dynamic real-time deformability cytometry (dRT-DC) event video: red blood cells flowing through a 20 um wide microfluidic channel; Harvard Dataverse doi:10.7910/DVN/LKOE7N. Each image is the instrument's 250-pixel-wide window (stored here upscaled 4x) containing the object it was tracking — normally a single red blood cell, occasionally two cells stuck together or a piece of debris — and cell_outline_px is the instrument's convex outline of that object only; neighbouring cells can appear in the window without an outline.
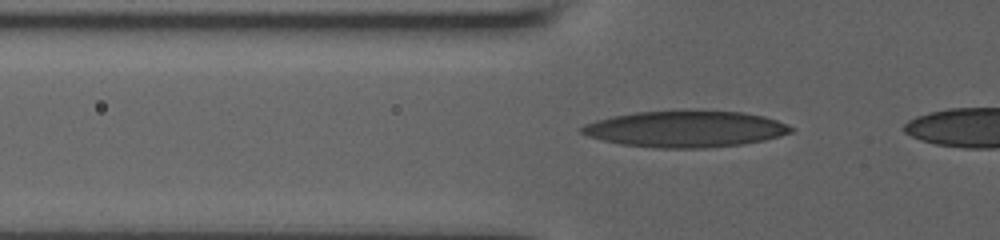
{"species": "human", "species_latin": "Homo sapiens", "temperature_condition": "room temperature", "stored_images_in_passage": 7, "camera_frame_rate_fps": 3000, "um_per_image_px": 0.085, "donor": {"sex": "male"}, "frame": {"image": 1, "passage_image": 4, "time_ms": 1.0, "image_size_px": [1000, 240], "cell_outline_px": [[796, 128], [792, 132], [780, 136], [764, 140], [744, 144], [704, 148], [656, 148], [620, 144], [588, 136], [580, 132], [580, 128], [584, 124], [596, 120], [612, 116], [636, 112], [684, 108], [744, 112], [764, 116], [788, 124]], "centroid_in_image_um": [58.29, 10.93], "position_along_channel_um": 67.5, "area_um2": 45.43}}